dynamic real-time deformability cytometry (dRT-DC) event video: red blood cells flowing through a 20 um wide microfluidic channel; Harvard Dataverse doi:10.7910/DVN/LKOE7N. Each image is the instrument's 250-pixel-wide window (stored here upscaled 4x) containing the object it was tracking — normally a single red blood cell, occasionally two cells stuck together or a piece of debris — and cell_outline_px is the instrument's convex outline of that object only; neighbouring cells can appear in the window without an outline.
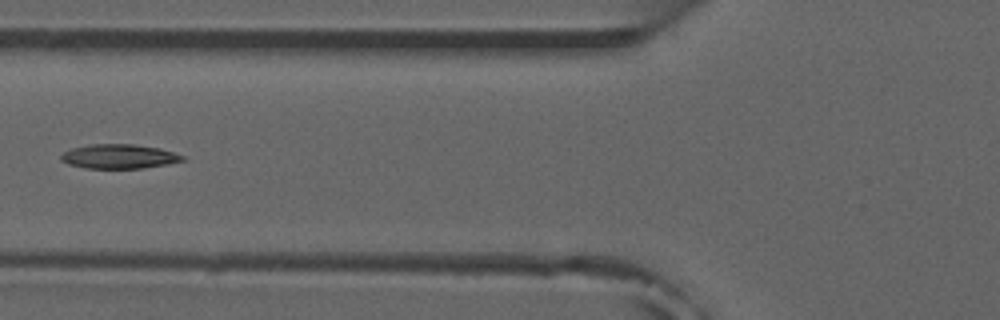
{"species": "common noctule bat (a hibernating species)", "species_latin": "Nyctalus noctula", "temperature_condition": "room temperature", "stored_images_in_passage": 6, "camera_frame_rate_fps": 3000, "um_per_image_px": 0.085, "animal": {"sex": "male", "forearm_length_mm": 52.5}, "frame": {"image": 1, "passage_image": 6, "time_ms": 6.0, "image_size_px": [1000, 320], "cell_outline_px": [[184, 160], [168, 164], [144, 168], [84, 168], [68, 164], [60, 160], [60, 156], [64, 152], [72, 148], [88, 144], [132, 144], [160, 148], [184, 156]], "centroid_in_image_um": [10.09, 13.29], "position_along_channel_um": 115.7, "area_um2": 17.22}}